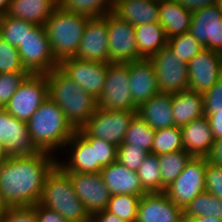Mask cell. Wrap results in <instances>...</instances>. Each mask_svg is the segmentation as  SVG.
Listing matches in <instances>:
<instances>
[{
  "instance_id": "15",
  "label": "cell",
  "mask_w": 222,
  "mask_h": 222,
  "mask_svg": "<svg viewBox=\"0 0 222 222\" xmlns=\"http://www.w3.org/2000/svg\"><path fill=\"white\" fill-rule=\"evenodd\" d=\"M188 64V90L204 94L222 76V54L203 48Z\"/></svg>"
},
{
  "instance_id": "54",
  "label": "cell",
  "mask_w": 222,
  "mask_h": 222,
  "mask_svg": "<svg viewBox=\"0 0 222 222\" xmlns=\"http://www.w3.org/2000/svg\"><path fill=\"white\" fill-rule=\"evenodd\" d=\"M6 155L4 154V152H3V147H2V145L0 144V163L2 162V161H4L5 159H6Z\"/></svg>"
},
{
  "instance_id": "42",
  "label": "cell",
  "mask_w": 222,
  "mask_h": 222,
  "mask_svg": "<svg viewBox=\"0 0 222 222\" xmlns=\"http://www.w3.org/2000/svg\"><path fill=\"white\" fill-rule=\"evenodd\" d=\"M205 190L222 200V165L206 160Z\"/></svg>"
},
{
  "instance_id": "36",
  "label": "cell",
  "mask_w": 222,
  "mask_h": 222,
  "mask_svg": "<svg viewBox=\"0 0 222 222\" xmlns=\"http://www.w3.org/2000/svg\"><path fill=\"white\" fill-rule=\"evenodd\" d=\"M34 26L22 19L7 14L0 15V36L14 47H18L26 37V31Z\"/></svg>"
},
{
  "instance_id": "57",
  "label": "cell",
  "mask_w": 222,
  "mask_h": 222,
  "mask_svg": "<svg viewBox=\"0 0 222 222\" xmlns=\"http://www.w3.org/2000/svg\"><path fill=\"white\" fill-rule=\"evenodd\" d=\"M4 108L0 105V112L3 110Z\"/></svg>"
},
{
  "instance_id": "48",
  "label": "cell",
  "mask_w": 222,
  "mask_h": 222,
  "mask_svg": "<svg viewBox=\"0 0 222 222\" xmlns=\"http://www.w3.org/2000/svg\"><path fill=\"white\" fill-rule=\"evenodd\" d=\"M204 116H206L209 120L214 139L222 138V111Z\"/></svg>"
},
{
  "instance_id": "55",
  "label": "cell",
  "mask_w": 222,
  "mask_h": 222,
  "mask_svg": "<svg viewBox=\"0 0 222 222\" xmlns=\"http://www.w3.org/2000/svg\"><path fill=\"white\" fill-rule=\"evenodd\" d=\"M114 3V7L121 1V0H112Z\"/></svg>"
},
{
  "instance_id": "37",
  "label": "cell",
  "mask_w": 222,
  "mask_h": 222,
  "mask_svg": "<svg viewBox=\"0 0 222 222\" xmlns=\"http://www.w3.org/2000/svg\"><path fill=\"white\" fill-rule=\"evenodd\" d=\"M137 174L143 188L148 192H162L160 165L156 154L149 153L139 166Z\"/></svg>"
},
{
  "instance_id": "30",
  "label": "cell",
  "mask_w": 222,
  "mask_h": 222,
  "mask_svg": "<svg viewBox=\"0 0 222 222\" xmlns=\"http://www.w3.org/2000/svg\"><path fill=\"white\" fill-rule=\"evenodd\" d=\"M160 165L162 192L183 172L186 164L193 157L185 150L157 155Z\"/></svg>"
},
{
  "instance_id": "4",
  "label": "cell",
  "mask_w": 222,
  "mask_h": 222,
  "mask_svg": "<svg viewBox=\"0 0 222 222\" xmlns=\"http://www.w3.org/2000/svg\"><path fill=\"white\" fill-rule=\"evenodd\" d=\"M38 204L57 212L68 222L92 221L75 194L70 177L58 165L47 176Z\"/></svg>"
},
{
  "instance_id": "51",
  "label": "cell",
  "mask_w": 222,
  "mask_h": 222,
  "mask_svg": "<svg viewBox=\"0 0 222 222\" xmlns=\"http://www.w3.org/2000/svg\"><path fill=\"white\" fill-rule=\"evenodd\" d=\"M185 222H222V219H218L215 217L211 216H206V217H194V218H189L188 220H184Z\"/></svg>"
},
{
  "instance_id": "11",
  "label": "cell",
  "mask_w": 222,
  "mask_h": 222,
  "mask_svg": "<svg viewBox=\"0 0 222 222\" xmlns=\"http://www.w3.org/2000/svg\"><path fill=\"white\" fill-rule=\"evenodd\" d=\"M206 157L193 156L183 172L166 188L169 199L183 210L205 192Z\"/></svg>"
},
{
  "instance_id": "35",
  "label": "cell",
  "mask_w": 222,
  "mask_h": 222,
  "mask_svg": "<svg viewBox=\"0 0 222 222\" xmlns=\"http://www.w3.org/2000/svg\"><path fill=\"white\" fill-rule=\"evenodd\" d=\"M141 196L130 194L111 195L106 210L126 222H136Z\"/></svg>"
},
{
  "instance_id": "10",
  "label": "cell",
  "mask_w": 222,
  "mask_h": 222,
  "mask_svg": "<svg viewBox=\"0 0 222 222\" xmlns=\"http://www.w3.org/2000/svg\"><path fill=\"white\" fill-rule=\"evenodd\" d=\"M149 60L154 67L160 93L172 94L188 90V64L174 55L168 45Z\"/></svg>"
},
{
  "instance_id": "2",
  "label": "cell",
  "mask_w": 222,
  "mask_h": 222,
  "mask_svg": "<svg viewBox=\"0 0 222 222\" xmlns=\"http://www.w3.org/2000/svg\"><path fill=\"white\" fill-rule=\"evenodd\" d=\"M48 96L64 112L75 130L81 128L98 108L97 99L84 91L59 67L46 73Z\"/></svg>"
},
{
  "instance_id": "13",
  "label": "cell",
  "mask_w": 222,
  "mask_h": 222,
  "mask_svg": "<svg viewBox=\"0 0 222 222\" xmlns=\"http://www.w3.org/2000/svg\"><path fill=\"white\" fill-rule=\"evenodd\" d=\"M189 33L204 48L222 53V11L219 4L193 11Z\"/></svg>"
},
{
  "instance_id": "33",
  "label": "cell",
  "mask_w": 222,
  "mask_h": 222,
  "mask_svg": "<svg viewBox=\"0 0 222 222\" xmlns=\"http://www.w3.org/2000/svg\"><path fill=\"white\" fill-rule=\"evenodd\" d=\"M154 134L155 130L136 114L127 128L122 144L142 147L151 153Z\"/></svg>"
},
{
  "instance_id": "16",
  "label": "cell",
  "mask_w": 222,
  "mask_h": 222,
  "mask_svg": "<svg viewBox=\"0 0 222 222\" xmlns=\"http://www.w3.org/2000/svg\"><path fill=\"white\" fill-rule=\"evenodd\" d=\"M59 68L84 91L96 99L100 97L105 84L107 63L70 57L62 60Z\"/></svg>"
},
{
  "instance_id": "9",
  "label": "cell",
  "mask_w": 222,
  "mask_h": 222,
  "mask_svg": "<svg viewBox=\"0 0 222 222\" xmlns=\"http://www.w3.org/2000/svg\"><path fill=\"white\" fill-rule=\"evenodd\" d=\"M135 115L136 111H114L98 107L93 116L81 128L89 136L120 146L124 141L127 128Z\"/></svg>"
},
{
  "instance_id": "5",
  "label": "cell",
  "mask_w": 222,
  "mask_h": 222,
  "mask_svg": "<svg viewBox=\"0 0 222 222\" xmlns=\"http://www.w3.org/2000/svg\"><path fill=\"white\" fill-rule=\"evenodd\" d=\"M90 17L68 12L59 6L44 24L55 59L75 57L80 46L85 26Z\"/></svg>"
},
{
  "instance_id": "44",
  "label": "cell",
  "mask_w": 222,
  "mask_h": 222,
  "mask_svg": "<svg viewBox=\"0 0 222 222\" xmlns=\"http://www.w3.org/2000/svg\"><path fill=\"white\" fill-rule=\"evenodd\" d=\"M117 147L115 144L96 138L97 173L101 169L117 161Z\"/></svg>"
},
{
  "instance_id": "46",
  "label": "cell",
  "mask_w": 222,
  "mask_h": 222,
  "mask_svg": "<svg viewBox=\"0 0 222 222\" xmlns=\"http://www.w3.org/2000/svg\"><path fill=\"white\" fill-rule=\"evenodd\" d=\"M36 215L38 222H68L57 212L49 210L40 204H36Z\"/></svg>"
},
{
  "instance_id": "23",
  "label": "cell",
  "mask_w": 222,
  "mask_h": 222,
  "mask_svg": "<svg viewBox=\"0 0 222 222\" xmlns=\"http://www.w3.org/2000/svg\"><path fill=\"white\" fill-rule=\"evenodd\" d=\"M181 132L186 152L195 157H205L209 153L215 139L206 116L181 127Z\"/></svg>"
},
{
  "instance_id": "38",
  "label": "cell",
  "mask_w": 222,
  "mask_h": 222,
  "mask_svg": "<svg viewBox=\"0 0 222 222\" xmlns=\"http://www.w3.org/2000/svg\"><path fill=\"white\" fill-rule=\"evenodd\" d=\"M174 55L180 57L181 61L188 63L204 46L188 32L168 39L167 44Z\"/></svg>"
},
{
  "instance_id": "6",
  "label": "cell",
  "mask_w": 222,
  "mask_h": 222,
  "mask_svg": "<svg viewBox=\"0 0 222 222\" xmlns=\"http://www.w3.org/2000/svg\"><path fill=\"white\" fill-rule=\"evenodd\" d=\"M17 49L22 65L31 74H46L59 67L44 25H34L30 31H26V37Z\"/></svg>"
},
{
  "instance_id": "7",
  "label": "cell",
  "mask_w": 222,
  "mask_h": 222,
  "mask_svg": "<svg viewBox=\"0 0 222 222\" xmlns=\"http://www.w3.org/2000/svg\"><path fill=\"white\" fill-rule=\"evenodd\" d=\"M129 85V63H107L105 84L97 99L98 107L114 111H137Z\"/></svg>"
},
{
  "instance_id": "34",
  "label": "cell",
  "mask_w": 222,
  "mask_h": 222,
  "mask_svg": "<svg viewBox=\"0 0 222 222\" xmlns=\"http://www.w3.org/2000/svg\"><path fill=\"white\" fill-rule=\"evenodd\" d=\"M179 150H184L181 127L172 126L155 130L152 154H168Z\"/></svg>"
},
{
  "instance_id": "32",
  "label": "cell",
  "mask_w": 222,
  "mask_h": 222,
  "mask_svg": "<svg viewBox=\"0 0 222 222\" xmlns=\"http://www.w3.org/2000/svg\"><path fill=\"white\" fill-rule=\"evenodd\" d=\"M58 6L68 12L87 17H101L114 11L112 0H58Z\"/></svg>"
},
{
  "instance_id": "31",
  "label": "cell",
  "mask_w": 222,
  "mask_h": 222,
  "mask_svg": "<svg viewBox=\"0 0 222 222\" xmlns=\"http://www.w3.org/2000/svg\"><path fill=\"white\" fill-rule=\"evenodd\" d=\"M183 213L184 220L206 216L222 219V200L205 191L197 195L183 210Z\"/></svg>"
},
{
  "instance_id": "49",
  "label": "cell",
  "mask_w": 222,
  "mask_h": 222,
  "mask_svg": "<svg viewBox=\"0 0 222 222\" xmlns=\"http://www.w3.org/2000/svg\"><path fill=\"white\" fill-rule=\"evenodd\" d=\"M184 9L191 12L196 11L205 6L218 4L219 0H177Z\"/></svg>"
},
{
  "instance_id": "25",
  "label": "cell",
  "mask_w": 222,
  "mask_h": 222,
  "mask_svg": "<svg viewBox=\"0 0 222 222\" xmlns=\"http://www.w3.org/2000/svg\"><path fill=\"white\" fill-rule=\"evenodd\" d=\"M57 7L58 0H11L6 14L34 25H44Z\"/></svg>"
},
{
  "instance_id": "21",
  "label": "cell",
  "mask_w": 222,
  "mask_h": 222,
  "mask_svg": "<svg viewBox=\"0 0 222 222\" xmlns=\"http://www.w3.org/2000/svg\"><path fill=\"white\" fill-rule=\"evenodd\" d=\"M129 84L137 108L160 93L155 70L149 59L129 63Z\"/></svg>"
},
{
  "instance_id": "17",
  "label": "cell",
  "mask_w": 222,
  "mask_h": 222,
  "mask_svg": "<svg viewBox=\"0 0 222 222\" xmlns=\"http://www.w3.org/2000/svg\"><path fill=\"white\" fill-rule=\"evenodd\" d=\"M65 173L70 177L75 194L91 217L107 208L111 193L100 173Z\"/></svg>"
},
{
  "instance_id": "52",
  "label": "cell",
  "mask_w": 222,
  "mask_h": 222,
  "mask_svg": "<svg viewBox=\"0 0 222 222\" xmlns=\"http://www.w3.org/2000/svg\"><path fill=\"white\" fill-rule=\"evenodd\" d=\"M9 208V205L6 203L0 192V220L3 218L4 214L8 211Z\"/></svg>"
},
{
  "instance_id": "18",
  "label": "cell",
  "mask_w": 222,
  "mask_h": 222,
  "mask_svg": "<svg viewBox=\"0 0 222 222\" xmlns=\"http://www.w3.org/2000/svg\"><path fill=\"white\" fill-rule=\"evenodd\" d=\"M67 146L71 152L68 162H57L64 172L97 173L96 137L79 128L66 143Z\"/></svg>"
},
{
  "instance_id": "20",
  "label": "cell",
  "mask_w": 222,
  "mask_h": 222,
  "mask_svg": "<svg viewBox=\"0 0 222 222\" xmlns=\"http://www.w3.org/2000/svg\"><path fill=\"white\" fill-rule=\"evenodd\" d=\"M136 222H185L183 209L165 192L146 193L138 204Z\"/></svg>"
},
{
  "instance_id": "3",
  "label": "cell",
  "mask_w": 222,
  "mask_h": 222,
  "mask_svg": "<svg viewBox=\"0 0 222 222\" xmlns=\"http://www.w3.org/2000/svg\"><path fill=\"white\" fill-rule=\"evenodd\" d=\"M33 144L39 151L53 154L70 140L76 131L64 112L48 96L27 122Z\"/></svg>"
},
{
  "instance_id": "19",
  "label": "cell",
  "mask_w": 222,
  "mask_h": 222,
  "mask_svg": "<svg viewBox=\"0 0 222 222\" xmlns=\"http://www.w3.org/2000/svg\"><path fill=\"white\" fill-rule=\"evenodd\" d=\"M75 57L86 61L109 63L107 14L89 18Z\"/></svg>"
},
{
  "instance_id": "29",
  "label": "cell",
  "mask_w": 222,
  "mask_h": 222,
  "mask_svg": "<svg viewBox=\"0 0 222 222\" xmlns=\"http://www.w3.org/2000/svg\"><path fill=\"white\" fill-rule=\"evenodd\" d=\"M140 59H149L167 46L168 38L160 22L134 26Z\"/></svg>"
},
{
  "instance_id": "12",
  "label": "cell",
  "mask_w": 222,
  "mask_h": 222,
  "mask_svg": "<svg viewBox=\"0 0 222 222\" xmlns=\"http://www.w3.org/2000/svg\"><path fill=\"white\" fill-rule=\"evenodd\" d=\"M109 63H130L141 60L134 26L114 12L107 13Z\"/></svg>"
},
{
  "instance_id": "1",
  "label": "cell",
  "mask_w": 222,
  "mask_h": 222,
  "mask_svg": "<svg viewBox=\"0 0 222 222\" xmlns=\"http://www.w3.org/2000/svg\"><path fill=\"white\" fill-rule=\"evenodd\" d=\"M57 162L53 154L44 151L6 157L0 163V192L9 207L38 204L46 178Z\"/></svg>"
},
{
  "instance_id": "27",
  "label": "cell",
  "mask_w": 222,
  "mask_h": 222,
  "mask_svg": "<svg viewBox=\"0 0 222 222\" xmlns=\"http://www.w3.org/2000/svg\"><path fill=\"white\" fill-rule=\"evenodd\" d=\"M191 19L192 12L184 9L177 0H160L159 22L168 39L188 32Z\"/></svg>"
},
{
  "instance_id": "40",
  "label": "cell",
  "mask_w": 222,
  "mask_h": 222,
  "mask_svg": "<svg viewBox=\"0 0 222 222\" xmlns=\"http://www.w3.org/2000/svg\"><path fill=\"white\" fill-rule=\"evenodd\" d=\"M148 154L149 152L144 148L130 144H121L117 147V161L135 172L138 171L139 166Z\"/></svg>"
},
{
  "instance_id": "47",
  "label": "cell",
  "mask_w": 222,
  "mask_h": 222,
  "mask_svg": "<svg viewBox=\"0 0 222 222\" xmlns=\"http://www.w3.org/2000/svg\"><path fill=\"white\" fill-rule=\"evenodd\" d=\"M205 157L209 163L222 165V138L214 140L209 153Z\"/></svg>"
},
{
  "instance_id": "45",
  "label": "cell",
  "mask_w": 222,
  "mask_h": 222,
  "mask_svg": "<svg viewBox=\"0 0 222 222\" xmlns=\"http://www.w3.org/2000/svg\"><path fill=\"white\" fill-rule=\"evenodd\" d=\"M0 222H38L36 205L10 207Z\"/></svg>"
},
{
  "instance_id": "22",
  "label": "cell",
  "mask_w": 222,
  "mask_h": 222,
  "mask_svg": "<svg viewBox=\"0 0 222 222\" xmlns=\"http://www.w3.org/2000/svg\"><path fill=\"white\" fill-rule=\"evenodd\" d=\"M100 174L111 195L143 196L148 193L143 188L137 172L129 170L118 161L103 167Z\"/></svg>"
},
{
  "instance_id": "24",
  "label": "cell",
  "mask_w": 222,
  "mask_h": 222,
  "mask_svg": "<svg viewBox=\"0 0 222 222\" xmlns=\"http://www.w3.org/2000/svg\"><path fill=\"white\" fill-rule=\"evenodd\" d=\"M136 114L154 130L175 126L172 112V94L158 93L137 108Z\"/></svg>"
},
{
  "instance_id": "39",
  "label": "cell",
  "mask_w": 222,
  "mask_h": 222,
  "mask_svg": "<svg viewBox=\"0 0 222 222\" xmlns=\"http://www.w3.org/2000/svg\"><path fill=\"white\" fill-rule=\"evenodd\" d=\"M27 71L22 65L17 47L10 45L0 36V73Z\"/></svg>"
},
{
  "instance_id": "53",
  "label": "cell",
  "mask_w": 222,
  "mask_h": 222,
  "mask_svg": "<svg viewBox=\"0 0 222 222\" xmlns=\"http://www.w3.org/2000/svg\"><path fill=\"white\" fill-rule=\"evenodd\" d=\"M11 0H0V15L6 14Z\"/></svg>"
},
{
  "instance_id": "43",
  "label": "cell",
  "mask_w": 222,
  "mask_h": 222,
  "mask_svg": "<svg viewBox=\"0 0 222 222\" xmlns=\"http://www.w3.org/2000/svg\"><path fill=\"white\" fill-rule=\"evenodd\" d=\"M203 95L204 115L222 111V76Z\"/></svg>"
},
{
  "instance_id": "56",
  "label": "cell",
  "mask_w": 222,
  "mask_h": 222,
  "mask_svg": "<svg viewBox=\"0 0 222 222\" xmlns=\"http://www.w3.org/2000/svg\"><path fill=\"white\" fill-rule=\"evenodd\" d=\"M218 4H219L221 11H222V0H219Z\"/></svg>"
},
{
  "instance_id": "26",
  "label": "cell",
  "mask_w": 222,
  "mask_h": 222,
  "mask_svg": "<svg viewBox=\"0 0 222 222\" xmlns=\"http://www.w3.org/2000/svg\"><path fill=\"white\" fill-rule=\"evenodd\" d=\"M160 0H121L114 13L133 26L159 22Z\"/></svg>"
},
{
  "instance_id": "8",
  "label": "cell",
  "mask_w": 222,
  "mask_h": 222,
  "mask_svg": "<svg viewBox=\"0 0 222 222\" xmlns=\"http://www.w3.org/2000/svg\"><path fill=\"white\" fill-rule=\"evenodd\" d=\"M48 98L46 74H29L10 98L5 110L18 120L28 122Z\"/></svg>"
},
{
  "instance_id": "41",
  "label": "cell",
  "mask_w": 222,
  "mask_h": 222,
  "mask_svg": "<svg viewBox=\"0 0 222 222\" xmlns=\"http://www.w3.org/2000/svg\"><path fill=\"white\" fill-rule=\"evenodd\" d=\"M30 73L18 71L13 73H0V105L5 108L17 88Z\"/></svg>"
},
{
  "instance_id": "28",
  "label": "cell",
  "mask_w": 222,
  "mask_h": 222,
  "mask_svg": "<svg viewBox=\"0 0 222 222\" xmlns=\"http://www.w3.org/2000/svg\"><path fill=\"white\" fill-rule=\"evenodd\" d=\"M172 112L173 121L177 127H183L203 117V95L190 90L172 93Z\"/></svg>"
},
{
  "instance_id": "14",
  "label": "cell",
  "mask_w": 222,
  "mask_h": 222,
  "mask_svg": "<svg viewBox=\"0 0 222 222\" xmlns=\"http://www.w3.org/2000/svg\"><path fill=\"white\" fill-rule=\"evenodd\" d=\"M0 144L7 157L29 156L40 152L33 144L26 122L5 109L0 112Z\"/></svg>"
},
{
  "instance_id": "50",
  "label": "cell",
  "mask_w": 222,
  "mask_h": 222,
  "mask_svg": "<svg viewBox=\"0 0 222 222\" xmlns=\"http://www.w3.org/2000/svg\"><path fill=\"white\" fill-rule=\"evenodd\" d=\"M92 222H126L122 219H119L116 215L108 212L106 209L104 211H100L95 213L91 217Z\"/></svg>"
}]
</instances>
